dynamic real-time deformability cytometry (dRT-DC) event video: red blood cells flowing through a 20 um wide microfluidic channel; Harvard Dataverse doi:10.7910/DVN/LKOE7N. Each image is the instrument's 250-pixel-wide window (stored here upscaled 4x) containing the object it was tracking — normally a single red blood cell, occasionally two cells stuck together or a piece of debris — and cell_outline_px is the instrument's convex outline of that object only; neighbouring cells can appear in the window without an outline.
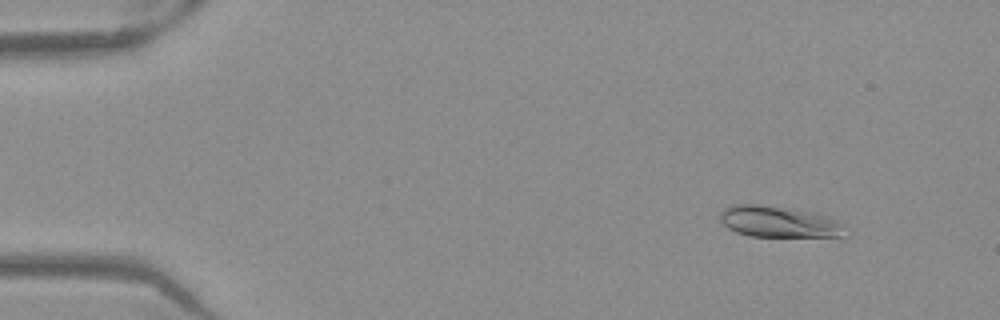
{"species": "Egyptian fruit bat (a non-hibernating species)", "species_latin": "Rousettus aegyptiacus", "temperature_condition": "warm", "stored_images_in_passage": 53, "camera_frame_rate_fps": 3000, "um_per_image_px": 0.085, "frame": {"image": 1, "passage_image": 6, "time_ms": 1.667, "image_size_px": [1000, 320], "cell_outline_px": [[844, 224], [840, 236], [748, 236], [736, 232], [728, 228], [720, 220], [720, 212], [724, 208], [732, 204], [760, 204], [792, 208], [812, 212], [828, 216]], "centroid_in_image_um": [66.12, 18.82], "position_along_channel_um": 18.9, "area_um2": 22.66}}
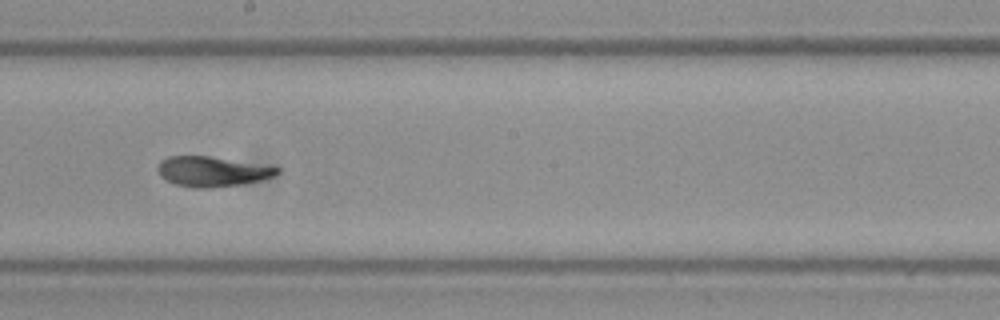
{"frame": {"image": 2, "passage_image": 30, "time_ms": 9.667, "image_size_px": [1000, 320], "cell_outline_px": [[280, 172], [272, 176], [260, 180], [244, 184], [208, 188], [196, 188], [176, 184], [164, 180], [160, 176], [156, 168], [160, 160], [168, 156], [208, 156], [280, 168]], "centroid_in_image_um": [17.96, 14.58], "position_along_channel_um": 230.2, "area_um2": 20.75}}
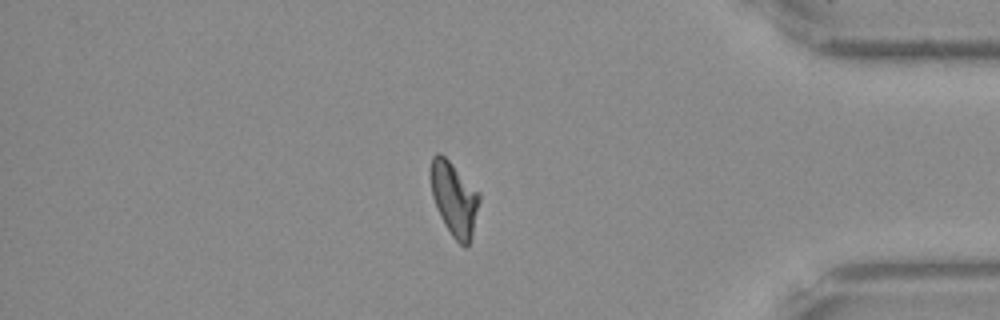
{"frame": {"image": 3, "passage_image": 45, "time_ms": 14.667, "image_size_px": [1000, 320], "cell_outline_px": [[480, 200], [472, 236], [468, 244], [464, 248], [452, 236], [444, 224], [436, 208], [432, 196], [432, 156], [436, 152], [440, 152], [480, 192]], "centroid_in_image_um": [38.63, 16.92], "position_along_channel_um": 396.6, "area_um2": 20.69}, "authors_computed_cell_mechanics": {"area_um2": 20.9814, "velocity_mm_per_s": 3.9135, "shape_relaxation_time_tau1_ms": 7.0327, "shape_relaxation_time_tau2_ms": 2.8472, "deformation_change_tau1": 0.2352, "deformation_change_tau2": 0.0563}}